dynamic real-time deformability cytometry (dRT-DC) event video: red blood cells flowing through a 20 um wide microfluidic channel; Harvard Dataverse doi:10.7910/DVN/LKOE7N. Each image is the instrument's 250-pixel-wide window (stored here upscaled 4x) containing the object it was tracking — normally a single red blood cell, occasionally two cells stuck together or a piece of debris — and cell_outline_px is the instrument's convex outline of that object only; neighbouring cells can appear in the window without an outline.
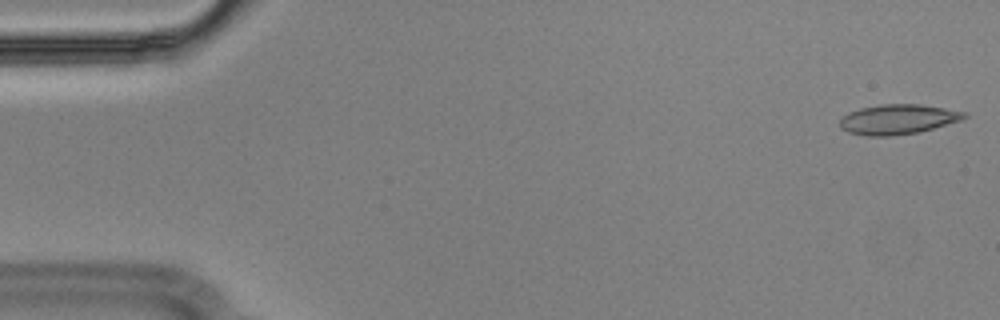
{"species": "Egyptian fruit bat (a non-hibernating species)", "species_latin": "Rousettus aegyptiacus", "temperature_condition": "cold", "stored_images_in_passage": 54, "camera_frame_rate_fps": 3000, "um_per_image_px": 0.085, "animal": {"sex": "male"}, "frame": {"image": 1, "passage_image": 1, "time_ms": 0.0, "image_size_px": [1000, 320], "cell_outline_px": [[968, 116], [960, 120], [920, 132], [888, 136], [868, 136], [848, 132], [840, 128], [840, 120], [848, 112], [860, 108], [880, 104], [920, 104], [968, 112]], "centroid_in_image_um": [76.32, 10.14], "position_along_channel_um": 8.7, "area_um2": 21.68}}
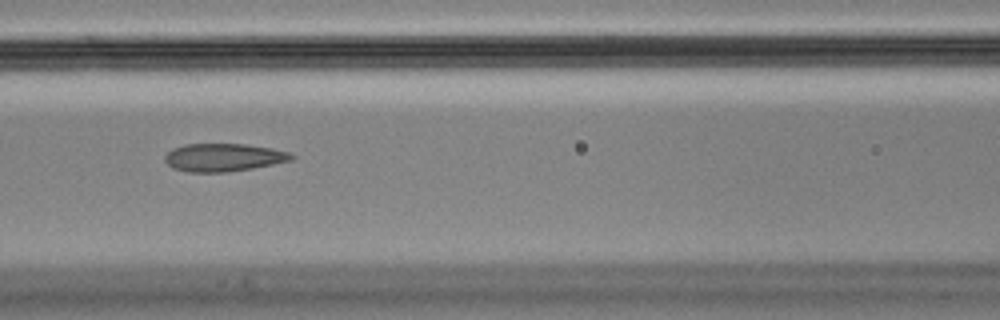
{"frame": {"image": 2, "passage_image": 23, "time_ms": 7.333, "image_size_px": [1000, 320], "cell_outline_px": [[296, 156], [292, 160], [252, 168], [228, 172], [188, 172], [172, 168], [164, 160], [164, 156], [172, 148], [184, 144], [244, 144], [272, 148], [288, 152]], "centroid_in_image_um": [18.97, 13.38], "position_along_channel_um": 147.6, "area_um2": 20.63}}
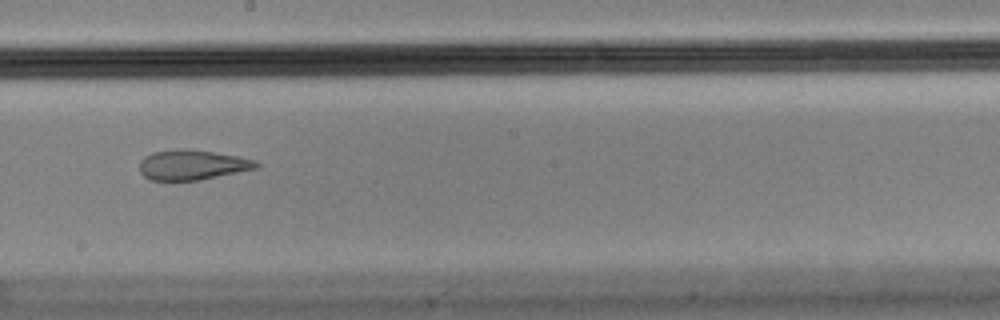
{"frame": {"image": 3, "passage_image": 30, "time_ms": 9.667, "image_size_px": [1000, 320], "cell_outline_px": [[260, 164], [256, 168], [200, 180], [152, 180], [144, 176], [140, 172], [140, 160], [144, 156], [152, 152], [176, 148], [188, 148], [216, 152], [240, 156], [256, 160]], "centroid_in_image_um": [16.33, 13.99], "position_along_channel_um": 231.9, "area_um2": 20.63}, "authors_computed_cell_mechanics": {"area_um2": 21.6172, "velocity_mm_per_s": 3.6179, "shape_relaxation_time_tau1_ms": null, "shape_relaxation_time_tau2_ms": 2.0217, "deformation_change_tau1": null, "deformation_change_tau2": 0.081}}